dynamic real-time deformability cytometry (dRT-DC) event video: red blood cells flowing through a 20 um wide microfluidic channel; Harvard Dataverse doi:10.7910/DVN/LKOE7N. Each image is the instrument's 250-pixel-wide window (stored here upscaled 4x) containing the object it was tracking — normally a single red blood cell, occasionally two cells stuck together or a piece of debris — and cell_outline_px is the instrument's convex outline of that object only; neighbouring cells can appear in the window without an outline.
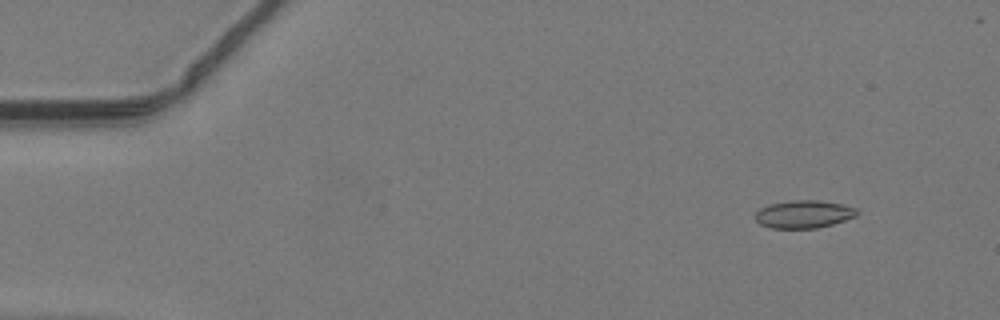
{"species": "common noctule bat (a hibernating species)", "species_latin": "Nyctalus noctula", "temperature_condition": "warm", "stored_images_in_passage": 47, "camera_frame_rate_fps": 3000, "um_per_image_px": 0.085, "animal": {"sex": "male", "body_mass_g": 19.2, "forearm_length_mm": 51.8}, "frame": {"image": 1, "passage_image": 5, "time_ms": 1.333, "image_size_px": [1000, 320], "cell_outline_px": [[860, 212], [856, 216], [832, 224], [816, 228], [772, 228], [760, 224], [756, 220], [756, 212], [760, 208], [772, 204], [792, 200], [816, 200], [840, 204], [856, 208]], "centroid_in_image_um": [68.33, 18.21], "position_along_channel_um": 16.7, "area_um2": 16.24}}
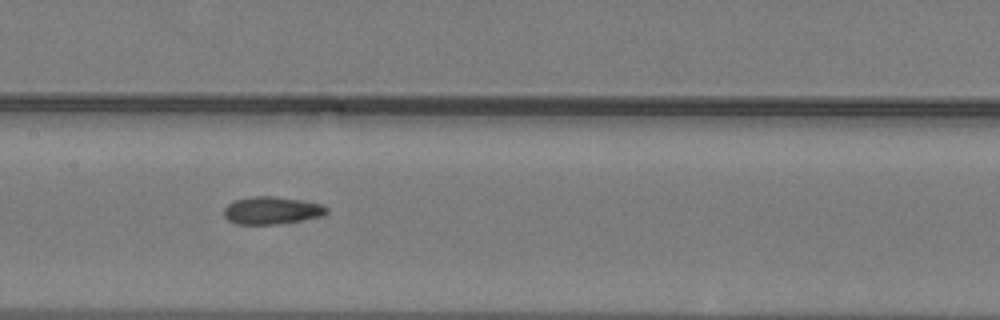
{"frame": {"image": 2, "passage_image": 24, "time_ms": 7.667, "image_size_px": [1000, 320], "cell_outline_px": [[328, 212], [320, 216], [300, 220], [276, 224], [236, 224], [228, 220], [224, 216], [224, 208], [232, 200], [252, 196], [276, 196], [320, 204], [328, 208]], "centroid_in_image_um": [23.03, 17.88], "position_along_channel_um": 184.4, "area_um2": 16.36}}
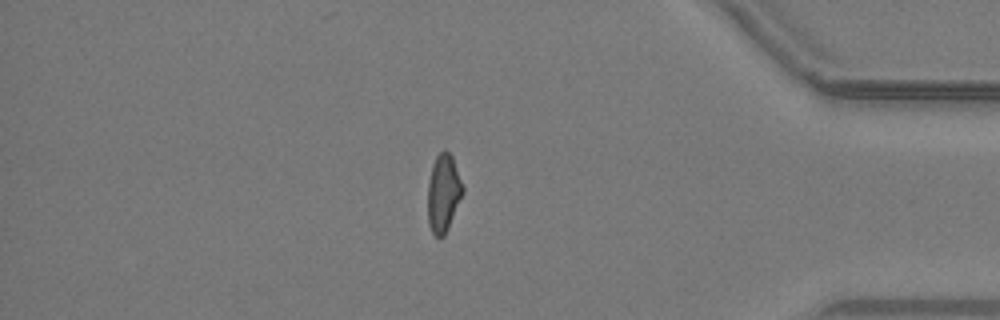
{"frame": {"image": 3, "passage_image": 41, "time_ms": 13.333, "image_size_px": [1000, 320], "cell_outline_px": [[464, 192], [448, 228], [444, 236], [436, 236], [432, 232], [428, 224], [428, 184], [432, 164], [436, 156], [444, 148], [452, 156], [464, 188]], "centroid_in_image_um": [37.69, 16.4], "position_along_channel_um": 397.5, "area_um2": 15.84}}